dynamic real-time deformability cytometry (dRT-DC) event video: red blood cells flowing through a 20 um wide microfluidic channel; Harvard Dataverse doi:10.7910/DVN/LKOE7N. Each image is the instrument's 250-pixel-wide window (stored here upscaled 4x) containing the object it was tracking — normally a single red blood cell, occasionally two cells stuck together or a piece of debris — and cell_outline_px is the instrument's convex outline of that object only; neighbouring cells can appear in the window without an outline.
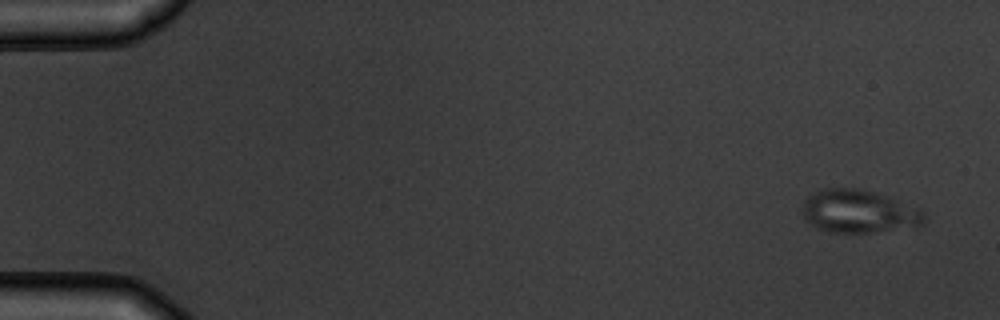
{"species": "common noctule bat (a hibernating species)", "species_latin": "Nyctalus noctula", "temperature_condition": "warm", "stored_images_in_passage": 5, "camera_frame_rate_fps": 3000, "um_per_image_px": 0.085, "animal": {"sex": "male", "body_mass_g": 19.5, "forearm_length_mm": 54.6}, "frame": {"image": 1, "passage_image": 1, "time_ms": 0.0, "image_size_px": [1000, 320], "cell_outline_px": [[924, 224], [916, 228], [872, 232], [832, 232], [816, 228], [804, 220], [804, 200], [808, 196], [824, 188], [860, 188], [876, 192], [888, 196], [920, 208], [924, 212]], "centroid_in_image_um": [73.05, 17.98], "position_along_channel_um": 11.9, "area_um2": 30.87}}